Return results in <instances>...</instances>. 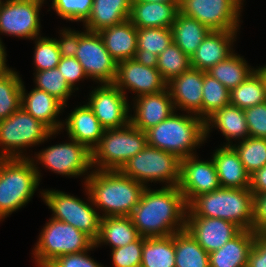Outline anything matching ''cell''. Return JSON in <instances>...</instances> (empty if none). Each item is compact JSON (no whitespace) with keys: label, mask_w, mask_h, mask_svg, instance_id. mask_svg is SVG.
Instances as JSON below:
<instances>
[{"label":"cell","mask_w":266,"mask_h":267,"mask_svg":"<svg viewBox=\"0 0 266 267\" xmlns=\"http://www.w3.org/2000/svg\"><path fill=\"white\" fill-rule=\"evenodd\" d=\"M0 158V220L31 200L40 181L34 160Z\"/></svg>","instance_id":"obj_5"},{"label":"cell","mask_w":266,"mask_h":267,"mask_svg":"<svg viewBox=\"0 0 266 267\" xmlns=\"http://www.w3.org/2000/svg\"><path fill=\"white\" fill-rule=\"evenodd\" d=\"M70 143L48 147L37 154L45 167L65 176H82L92 168L91 151L82 143L70 138Z\"/></svg>","instance_id":"obj_14"},{"label":"cell","mask_w":266,"mask_h":267,"mask_svg":"<svg viewBox=\"0 0 266 267\" xmlns=\"http://www.w3.org/2000/svg\"><path fill=\"white\" fill-rule=\"evenodd\" d=\"M93 0H52V7L65 20L82 21L89 18Z\"/></svg>","instance_id":"obj_43"},{"label":"cell","mask_w":266,"mask_h":267,"mask_svg":"<svg viewBox=\"0 0 266 267\" xmlns=\"http://www.w3.org/2000/svg\"><path fill=\"white\" fill-rule=\"evenodd\" d=\"M181 0H132V2H145V3H169L175 4L180 7Z\"/></svg>","instance_id":"obj_52"},{"label":"cell","mask_w":266,"mask_h":267,"mask_svg":"<svg viewBox=\"0 0 266 267\" xmlns=\"http://www.w3.org/2000/svg\"><path fill=\"white\" fill-rule=\"evenodd\" d=\"M258 69L264 74V77L266 79V65L264 67H259Z\"/></svg>","instance_id":"obj_53"},{"label":"cell","mask_w":266,"mask_h":267,"mask_svg":"<svg viewBox=\"0 0 266 267\" xmlns=\"http://www.w3.org/2000/svg\"><path fill=\"white\" fill-rule=\"evenodd\" d=\"M255 237L253 230H241L221 248L209 253L210 267H246Z\"/></svg>","instance_id":"obj_27"},{"label":"cell","mask_w":266,"mask_h":267,"mask_svg":"<svg viewBox=\"0 0 266 267\" xmlns=\"http://www.w3.org/2000/svg\"><path fill=\"white\" fill-rule=\"evenodd\" d=\"M67 50L83 66L87 77L101 84H114L117 75V61L109 54L98 32H75L64 30Z\"/></svg>","instance_id":"obj_6"},{"label":"cell","mask_w":266,"mask_h":267,"mask_svg":"<svg viewBox=\"0 0 266 267\" xmlns=\"http://www.w3.org/2000/svg\"><path fill=\"white\" fill-rule=\"evenodd\" d=\"M69 138L85 145L90 151L99 143L105 128L86 104L74 109L64 122Z\"/></svg>","instance_id":"obj_24"},{"label":"cell","mask_w":266,"mask_h":267,"mask_svg":"<svg viewBox=\"0 0 266 267\" xmlns=\"http://www.w3.org/2000/svg\"><path fill=\"white\" fill-rule=\"evenodd\" d=\"M35 73L36 88L47 92L66 106V101L71 93H73V89L66 82L58 68L56 67Z\"/></svg>","instance_id":"obj_42"},{"label":"cell","mask_w":266,"mask_h":267,"mask_svg":"<svg viewBox=\"0 0 266 267\" xmlns=\"http://www.w3.org/2000/svg\"><path fill=\"white\" fill-rule=\"evenodd\" d=\"M179 7L169 3L132 2L129 20L137 28H171Z\"/></svg>","instance_id":"obj_25"},{"label":"cell","mask_w":266,"mask_h":267,"mask_svg":"<svg viewBox=\"0 0 266 267\" xmlns=\"http://www.w3.org/2000/svg\"><path fill=\"white\" fill-rule=\"evenodd\" d=\"M220 187L246 189L250 186V174L245 170L236 150L223 146L212 156Z\"/></svg>","instance_id":"obj_23"},{"label":"cell","mask_w":266,"mask_h":267,"mask_svg":"<svg viewBox=\"0 0 266 267\" xmlns=\"http://www.w3.org/2000/svg\"><path fill=\"white\" fill-rule=\"evenodd\" d=\"M203 71L190 68L167 83L174 107L202 119Z\"/></svg>","instance_id":"obj_19"},{"label":"cell","mask_w":266,"mask_h":267,"mask_svg":"<svg viewBox=\"0 0 266 267\" xmlns=\"http://www.w3.org/2000/svg\"><path fill=\"white\" fill-rule=\"evenodd\" d=\"M62 31L61 40L41 36L36 37L34 63L37 72L53 69L58 66L61 56L67 50L64 29Z\"/></svg>","instance_id":"obj_37"},{"label":"cell","mask_w":266,"mask_h":267,"mask_svg":"<svg viewBox=\"0 0 266 267\" xmlns=\"http://www.w3.org/2000/svg\"><path fill=\"white\" fill-rule=\"evenodd\" d=\"M139 237L137 228L129 216L101 217L99 234L94 245L106 243L114 249L134 242Z\"/></svg>","instance_id":"obj_31"},{"label":"cell","mask_w":266,"mask_h":267,"mask_svg":"<svg viewBox=\"0 0 266 267\" xmlns=\"http://www.w3.org/2000/svg\"><path fill=\"white\" fill-rule=\"evenodd\" d=\"M44 0L0 2V33L35 39L40 32L39 11Z\"/></svg>","instance_id":"obj_13"},{"label":"cell","mask_w":266,"mask_h":267,"mask_svg":"<svg viewBox=\"0 0 266 267\" xmlns=\"http://www.w3.org/2000/svg\"><path fill=\"white\" fill-rule=\"evenodd\" d=\"M187 210L178 186L155 191L146 187L129 217L140 236L166 237L185 229Z\"/></svg>","instance_id":"obj_1"},{"label":"cell","mask_w":266,"mask_h":267,"mask_svg":"<svg viewBox=\"0 0 266 267\" xmlns=\"http://www.w3.org/2000/svg\"><path fill=\"white\" fill-rule=\"evenodd\" d=\"M178 188L187 205L197 196L219 189L220 184L213 160L200 161L196 155L181 159Z\"/></svg>","instance_id":"obj_16"},{"label":"cell","mask_w":266,"mask_h":267,"mask_svg":"<svg viewBox=\"0 0 266 267\" xmlns=\"http://www.w3.org/2000/svg\"><path fill=\"white\" fill-rule=\"evenodd\" d=\"M252 230L266 233V193L253 195V226Z\"/></svg>","instance_id":"obj_49"},{"label":"cell","mask_w":266,"mask_h":267,"mask_svg":"<svg viewBox=\"0 0 266 267\" xmlns=\"http://www.w3.org/2000/svg\"><path fill=\"white\" fill-rule=\"evenodd\" d=\"M147 146L146 132L131 123L122 128L105 129L91 151V165L97 170H121L126 162Z\"/></svg>","instance_id":"obj_7"},{"label":"cell","mask_w":266,"mask_h":267,"mask_svg":"<svg viewBox=\"0 0 266 267\" xmlns=\"http://www.w3.org/2000/svg\"><path fill=\"white\" fill-rule=\"evenodd\" d=\"M57 68L73 90H75L74 86L77 81L88 78L83 66L68 50L61 56Z\"/></svg>","instance_id":"obj_46"},{"label":"cell","mask_w":266,"mask_h":267,"mask_svg":"<svg viewBox=\"0 0 266 267\" xmlns=\"http://www.w3.org/2000/svg\"><path fill=\"white\" fill-rule=\"evenodd\" d=\"M254 71L255 69H251L245 59L233 53L227 59L211 67L206 73L231 91L245 81Z\"/></svg>","instance_id":"obj_36"},{"label":"cell","mask_w":266,"mask_h":267,"mask_svg":"<svg viewBox=\"0 0 266 267\" xmlns=\"http://www.w3.org/2000/svg\"><path fill=\"white\" fill-rule=\"evenodd\" d=\"M185 229L207 253L221 248L242 230L230 221L208 217H186Z\"/></svg>","instance_id":"obj_18"},{"label":"cell","mask_w":266,"mask_h":267,"mask_svg":"<svg viewBox=\"0 0 266 267\" xmlns=\"http://www.w3.org/2000/svg\"><path fill=\"white\" fill-rule=\"evenodd\" d=\"M147 145L176 154L180 159L195 155L193 150L205 139L204 121L197 115L173 113L146 131Z\"/></svg>","instance_id":"obj_4"},{"label":"cell","mask_w":266,"mask_h":267,"mask_svg":"<svg viewBox=\"0 0 266 267\" xmlns=\"http://www.w3.org/2000/svg\"><path fill=\"white\" fill-rule=\"evenodd\" d=\"M249 137L266 139V102L244 110Z\"/></svg>","instance_id":"obj_45"},{"label":"cell","mask_w":266,"mask_h":267,"mask_svg":"<svg viewBox=\"0 0 266 267\" xmlns=\"http://www.w3.org/2000/svg\"><path fill=\"white\" fill-rule=\"evenodd\" d=\"M142 267H175V233L166 237H144Z\"/></svg>","instance_id":"obj_33"},{"label":"cell","mask_w":266,"mask_h":267,"mask_svg":"<svg viewBox=\"0 0 266 267\" xmlns=\"http://www.w3.org/2000/svg\"><path fill=\"white\" fill-rule=\"evenodd\" d=\"M175 267H210L209 253L186 229L175 233Z\"/></svg>","instance_id":"obj_35"},{"label":"cell","mask_w":266,"mask_h":267,"mask_svg":"<svg viewBox=\"0 0 266 267\" xmlns=\"http://www.w3.org/2000/svg\"><path fill=\"white\" fill-rule=\"evenodd\" d=\"M265 102L266 79L259 69L230 91V104L242 110Z\"/></svg>","instance_id":"obj_34"},{"label":"cell","mask_w":266,"mask_h":267,"mask_svg":"<svg viewBox=\"0 0 266 267\" xmlns=\"http://www.w3.org/2000/svg\"><path fill=\"white\" fill-rule=\"evenodd\" d=\"M6 52H5V47L2 45V42L0 40V76L3 75L5 72L10 70L6 66Z\"/></svg>","instance_id":"obj_51"},{"label":"cell","mask_w":266,"mask_h":267,"mask_svg":"<svg viewBox=\"0 0 266 267\" xmlns=\"http://www.w3.org/2000/svg\"><path fill=\"white\" fill-rule=\"evenodd\" d=\"M238 153L245 170L251 175L266 165V139L248 137L240 145H231Z\"/></svg>","instance_id":"obj_41"},{"label":"cell","mask_w":266,"mask_h":267,"mask_svg":"<svg viewBox=\"0 0 266 267\" xmlns=\"http://www.w3.org/2000/svg\"><path fill=\"white\" fill-rule=\"evenodd\" d=\"M137 50L134 59L147 67H157L158 55L173 43L171 28L137 29Z\"/></svg>","instance_id":"obj_29"},{"label":"cell","mask_w":266,"mask_h":267,"mask_svg":"<svg viewBox=\"0 0 266 267\" xmlns=\"http://www.w3.org/2000/svg\"><path fill=\"white\" fill-rule=\"evenodd\" d=\"M186 217L219 218L235 223L242 230H252L253 193L249 188H222L197 196Z\"/></svg>","instance_id":"obj_3"},{"label":"cell","mask_w":266,"mask_h":267,"mask_svg":"<svg viewBox=\"0 0 266 267\" xmlns=\"http://www.w3.org/2000/svg\"><path fill=\"white\" fill-rule=\"evenodd\" d=\"M91 93L87 105L105 129L122 128L130 123L127 97L114 84H101Z\"/></svg>","instance_id":"obj_15"},{"label":"cell","mask_w":266,"mask_h":267,"mask_svg":"<svg viewBox=\"0 0 266 267\" xmlns=\"http://www.w3.org/2000/svg\"><path fill=\"white\" fill-rule=\"evenodd\" d=\"M53 212V219L72 225L95 241L99 234L101 215L79 198L58 190L41 193Z\"/></svg>","instance_id":"obj_11"},{"label":"cell","mask_w":266,"mask_h":267,"mask_svg":"<svg viewBox=\"0 0 266 267\" xmlns=\"http://www.w3.org/2000/svg\"><path fill=\"white\" fill-rule=\"evenodd\" d=\"M22 80L12 69L0 76V120L21 107Z\"/></svg>","instance_id":"obj_38"},{"label":"cell","mask_w":266,"mask_h":267,"mask_svg":"<svg viewBox=\"0 0 266 267\" xmlns=\"http://www.w3.org/2000/svg\"><path fill=\"white\" fill-rule=\"evenodd\" d=\"M249 189L253 195L266 193V165L250 175Z\"/></svg>","instance_id":"obj_50"},{"label":"cell","mask_w":266,"mask_h":267,"mask_svg":"<svg viewBox=\"0 0 266 267\" xmlns=\"http://www.w3.org/2000/svg\"><path fill=\"white\" fill-rule=\"evenodd\" d=\"M202 120L230 104V91L217 79L203 71Z\"/></svg>","instance_id":"obj_39"},{"label":"cell","mask_w":266,"mask_h":267,"mask_svg":"<svg viewBox=\"0 0 266 267\" xmlns=\"http://www.w3.org/2000/svg\"><path fill=\"white\" fill-rule=\"evenodd\" d=\"M144 237L123 247L112 249L114 267H140L142 261V248Z\"/></svg>","instance_id":"obj_44"},{"label":"cell","mask_w":266,"mask_h":267,"mask_svg":"<svg viewBox=\"0 0 266 267\" xmlns=\"http://www.w3.org/2000/svg\"><path fill=\"white\" fill-rule=\"evenodd\" d=\"M109 54L118 62L135 57L137 28L128 19L98 32Z\"/></svg>","instance_id":"obj_26"},{"label":"cell","mask_w":266,"mask_h":267,"mask_svg":"<svg viewBox=\"0 0 266 267\" xmlns=\"http://www.w3.org/2000/svg\"><path fill=\"white\" fill-rule=\"evenodd\" d=\"M95 247L96 246L93 245L89 250L86 251L61 255L51 262L47 267H103L99 263L95 262L94 259L86 255L87 251H90Z\"/></svg>","instance_id":"obj_47"},{"label":"cell","mask_w":266,"mask_h":267,"mask_svg":"<svg viewBox=\"0 0 266 267\" xmlns=\"http://www.w3.org/2000/svg\"><path fill=\"white\" fill-rule=\"evenodd\" d=\"M134 104L135 114L130 115V123L143 132L176 112L168 88L155 94L141 95Z\"/></svg>","instance_id":"obj_20"},{"label":"cell","mask_w":266,"mask_h":267,"mask_svg":"<svg viewBox=\"0 0 266 267\" xmlns=\"http://www.w3.org/2000/svg\"><path fill=\"white\" fill-rule=\"evenodd\" d=\"M132 0H93L89 18L84 22L88 31L99 32L129 19Z\"/></svg>","instance_id":"obj_28"},{"label":"cell","mask_w":266,"mask_h":267,"mask_svg":"<svg viewBox=\"0 0 266 267\" xmlns=\"http://www.w3.org/2000/svg\"><path fill=\"white\" fill-rule=\"evenodd\" d=\"M156 68L168 83L172 78L191 68V58L173 42L158 55Z\"/></svg>","instance_id":"obj_40"},{"label":"cell","mask_w":266,"mask_h":267,"mask_svg":"<svg viewBox=\"0 0 266 267\" xmlns=\"http://www.w3.org/2000/svg\"><path fill=\"white\" fill-rule=\"evenodd\" d=\"M22 83L21 107L35 119L46 125L52 132L62 129V122L56 120L64 105L45 91L34 88L26 94Z\"/></svg>","instance_id":"obj_22"},{"label":"cell","mask_w":266,"mask_h":267,"mask_svg":"<svg viewBox=\"0 0 266 267\" xmlns=\"http://www.w3.org/2000/svg\"><path fill=\"white\" fill-rule=\"evenodd\" d=\"M33 255L38 267H47L57 257L89 250L94 241L72 225L51 218L39 235Z\"/></svg>","instance_id":"obj_8"},{"label":"cell","mask_w":266,"mask_h":267,"mask_svg":"<svg viewBox=\"0 0 266 267\" xmlns=\"http://www.w3.org/2000/svg\"><path fill=\"white\" fill-rule=\"evenodd\" d=\"M242 0H181L179 13L211 31H238Z\"/></svg>","instance_id":"obj_12"},{"label":"cell","mask_w":266,"mask_h":267,"mask_svg":"<svg viewBox=\"0 0 266 267\" xmlns=\"http://www.w3.org/2000/svg\"><path fill=\"white\" fill-rule=\"evenodd\" d=\"M85 179L90 202L105 212L101 217L130 216L146 188L120 170H95Z\"/></svg>","instance_id":"obj_2"},{"label":"cell","mask_w":266,"mask_h":267,"mask_svg":"<svg viewBox=\"0 0 266 267\" xmlns=\"http://www.w3.org/2000/svg\"><path fill=\"white\" fill-rule=\"evenodd\" d=\"M205 139L210 132V126L218 128L227 139L226 146H231V138L245 140L249 137V129L244 110L231 104L214 112L205 121Z\"/></svg>","instance_id":"obj_30"},{"label":"cell","mask_w":266,"mask_h":267,"mask_svg":"<svg viewBox=\"0 0 266 267\" xmlns=\"http://www.w3.org/2000/svg\"><path fill=\"white\" fill-rule=\"evenodd\" d=\"M56 133L20 107L0 120V158H26L21 148L38 145Z\"/></svg>","instance_id":"obj_10"},{"label":"cell","mask_w":266,"mask_h":267,"mask_svg":"<svg viewBox=\"0 0 266 267\" xmlns=\"http://www.w3.org/2000/svg\"><path fill=\"white\" fill-rule=\"evenodd\" d=\"M237 31H210L191 56V67L208 71L217 63L227 59L231 51Z\"/></svg>","instance_id":"obj_21"},{"label":"cell","mask_w":266,"mask_h":267,"mask_svg":"<svg viewBox=\"0 0 266 267\" xmlns=\"http://www.w3.org/2000/svg\"><path fill=\"white\" fill-rule=\"evenodd\" d=\"M114 85L124 94L126 89L137 92L138 97L155 94L167 88V82L156 67H147L134 58L118 62Z\"/></svg>","instance_id":"obj_17"},{"label":"cell","mask_w":266,"mask_h":267,"mask_svg":"<svg viewBox=\"0 0 266 267\" xmlns=\"http://www.w3.org/2000/svg\"><path fill=\"white\" fill-rule=\"evenodd\" d=\"M173 42L190 58L211 31L196 19L178 13L171 27Z\"/></svg>","instance_id":"obj_32"},{"label":"cell","mask_w":266,"mask_h":267,"mask_svg":"<svg viewBox=\"0 0 266 267\" xmlns=\"http://www.w3.org/2000/svg\"><path fill=\"white\" fill-rule=\"evenodd\" d=\"M181 159L173 153L147 145L130 158L121 172L137 182H166V187L178 186L180 182ZM145 183V184H144Z\"/></svg>","instance_id":"obj_9"},{"label":"cell","mask_w":266,"mask_h":267,"mask_svg":"<svg viewBox=\"0 0 266 267\" xmlns=\"http://www.w3.org/2000/svg\"><path fill=\"white\" fill-rule=\"evenodd\" d=\"M246 267H266V233L256 234Z\"/></svg>","instance_id":"obj_48"}]
</instances>
